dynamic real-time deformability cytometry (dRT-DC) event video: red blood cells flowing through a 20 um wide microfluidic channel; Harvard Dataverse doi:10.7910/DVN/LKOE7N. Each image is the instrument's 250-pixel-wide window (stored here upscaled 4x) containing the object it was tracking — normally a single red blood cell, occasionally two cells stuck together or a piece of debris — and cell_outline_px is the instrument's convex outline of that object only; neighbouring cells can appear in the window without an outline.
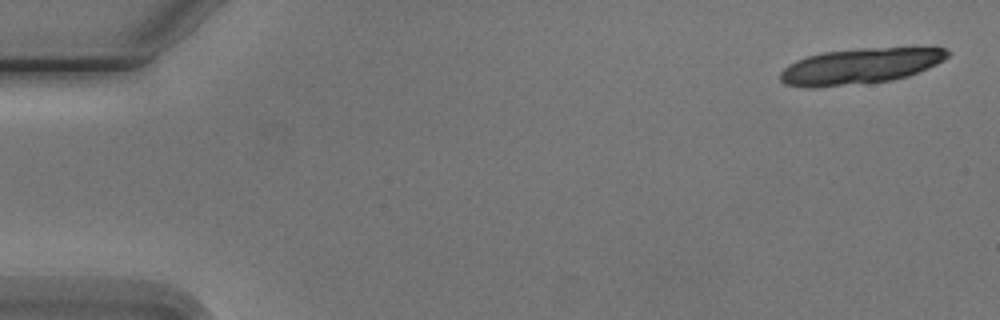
{"species": "Egyptian fruit bat (a non-hibernating species)", "species_latin": "Rousettus aegyptiacus", "temperature_condition": "cold", "stored_images_in_passage": 6, "camera_frame_rate_fps": 3000, "um_per_image_px": 0.085, "animal": {"sex": "male"}, "frame": {"image": 1, "passage_image": 1, "time_ms": 0.0, "image_size_px": [1000, 320], "cell_outline_px": [[952, 52], [944, 60], [928, 68], [908, 76], [892, 80], [812, 88], [804, 88], [784, 84], [780, 80], [780, 72], [788, 64], [796, 60], [808, 56], [824, 52], [860, 48], [944, 48]], "centroid_in_image_um": [73.07, 5.62], "position_along_channel_um": 11.9, "area_um2": 34.68}}